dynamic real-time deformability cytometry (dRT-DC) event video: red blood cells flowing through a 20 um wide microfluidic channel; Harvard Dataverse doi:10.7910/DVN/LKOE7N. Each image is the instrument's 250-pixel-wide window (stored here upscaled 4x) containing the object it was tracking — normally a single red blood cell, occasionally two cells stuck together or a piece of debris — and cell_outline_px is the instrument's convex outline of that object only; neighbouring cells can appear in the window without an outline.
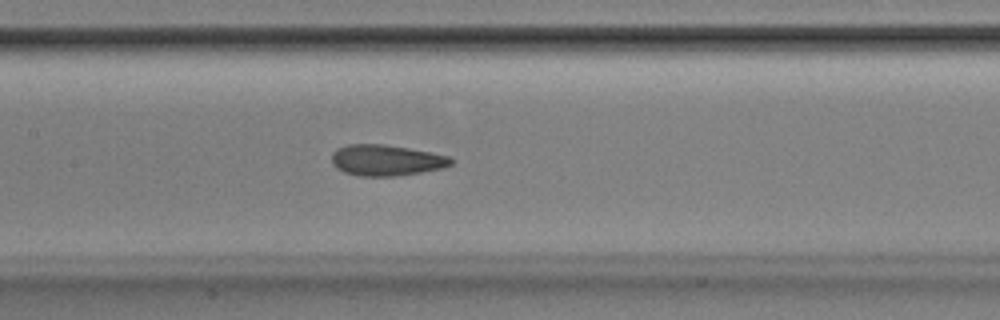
{"species": "Egyptian fruit bat (a non-hibernating species)", "species_latin": "Rousettus aegyptiacus", "temperature_condition": "room temperature", "stored_images_in_passage": 52, "camera_frame_rate_fps": 3000, "um_per_image_px": 0.085, "animal": {"sex": "male"}, "frame": {"image": 1, "passage_image": 25, "time_ms": 8.0, "image_size_px": [1000, 320], "cell_outline_px": [[456, 160], [452, 164], [444, 168], [420, 172], [392, 176], [360, 176], [344, 172], [336, 168], [332, 164], [332, 152], [336, 148], [348, 144], [384, 144], [408, 148], [448, 156]], "centroid_in_image_um": [32.81, 13.61], "position_along_channel_um": 174.6, "area_um2": 21.56}}
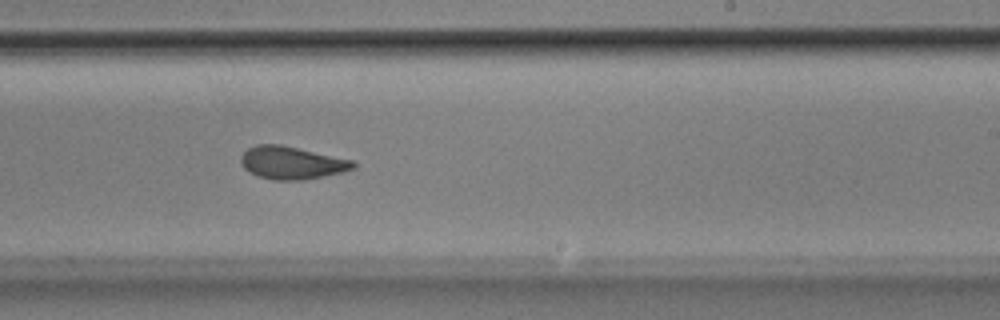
{"frame": {"image": 2, "passage_image": 32, "time_ms": 10.333, "image_size_px": [1000, 320], "cell_outline_px": [[356, 168], [324, 176], [304, 180], [272, 180], [256, 176], [248, 172], [244, 168], [240, 160], [240, 156], [248, 148], [256, 144], [280, 144], [352, 160], [356, 164]], "centroid_in_image_um": [24.75, 13.84], "position_along_channel_um": 264.2, "area_um2": 21.44}}
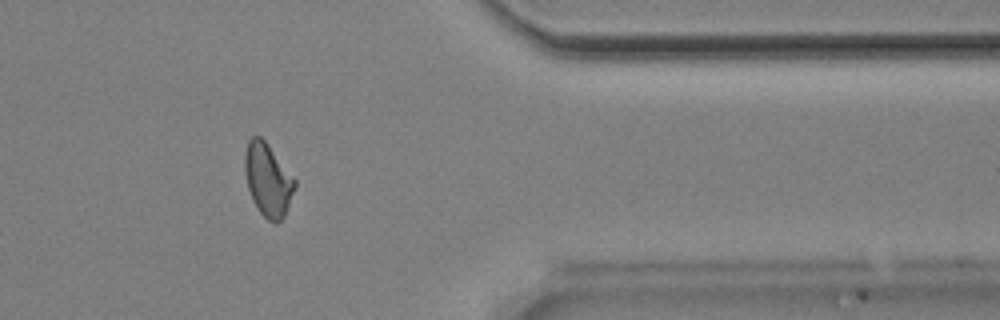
{"frame": {"image": 3, "passage_image": 43, "time_ms": 14.0, "image_size_px": [1000, 320], "cell_outline_px": [[296, 184], [288, 208], [284, 216], [276, 224], [268, 220], [256, 208], [252, 200], [248, 188], [244, 172], [244, 152], [248, 140], [252, 136], [260, 136], [268, 144], [296, 180]], "centroid_in_image_um": [22.75, 15.28], "position_along_channel_um": 388.7, "area_um2": 21.33}, "authors_computed_cell_mechanics": {"area_um2": 21.5305, "velocity_mm_per_s": 3.8607, "shape_relaxation_time_tau1_ms": 6.1448, "shape_relaxation_time_tau2_ms": 1.8706, "deformation_change_tau1": 0.1531, "deformation_change_tau2": 0.0694}}